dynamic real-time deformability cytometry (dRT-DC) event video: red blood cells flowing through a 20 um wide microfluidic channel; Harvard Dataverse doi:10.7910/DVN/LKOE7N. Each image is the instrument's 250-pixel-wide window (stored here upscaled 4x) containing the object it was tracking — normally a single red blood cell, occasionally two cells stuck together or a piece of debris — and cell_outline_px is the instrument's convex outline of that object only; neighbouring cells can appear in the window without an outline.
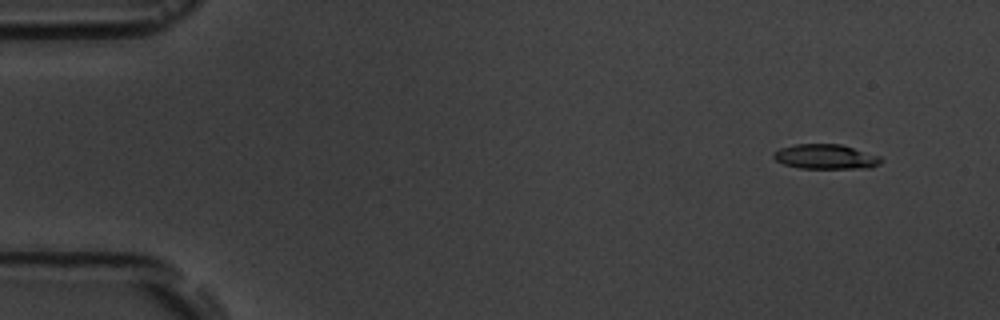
{"species": "common noctule bat (a hibernating species)", "species_latin": "Nyctalus noctula", "temperature_condition": "room temperature", "stored_images_in_passage": 7, "camera_frame_rate_fps": 3000, "um_per_image_px": 0.085, "animal": {"sex": "male", "body_mass_g": 19.5, "forearm_length_mm": 54.6}, "frame": {"image": 1, "passage_image": 2, "time_ms": 1.0, "image_size_px": [1000, 320], "cell_outline_px": [[884, 160], [880, 164], [872, 168], [800, 168], [784, 164], [776, 160], [772, 156], [772, 152], [780, 148], [796, 144], [840, 144], [880, 156]], "centroid_in_image_um": [70.19, 13.32], "position_along_channel_um": 14.8, "area_um2": 15.55}}
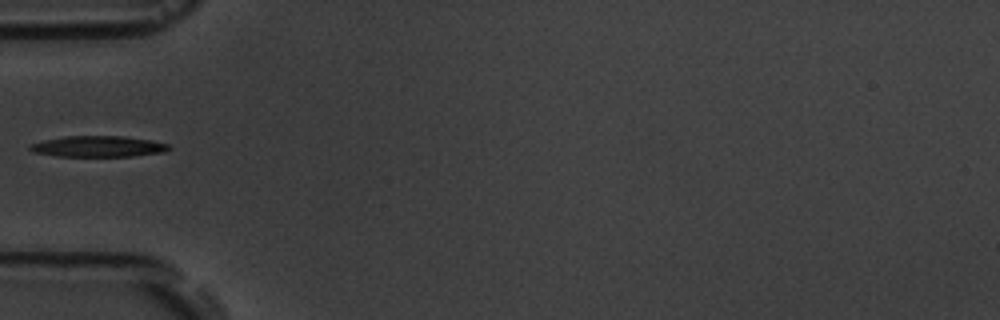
{"frame": {"image": 2, "passage_image": 6, "time_ms": 5.667, "image_size_px": [1000, 320], "cell_outline_px": [[172, 148], [168, 152], [132, 156], [56, 156], [32, 152], [28, 148], [28, 144], [44, 140], [64, 136], [124, 136], [152, 140], [168, 144]], "centroid_in_image_um": [8.36, 12.44], "position_along_channel_um": 76.6, "area_um2": 17.22}}
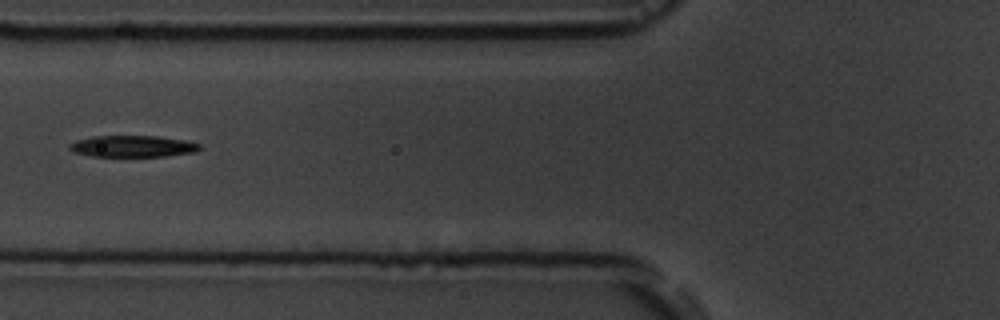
{"frame": {"image": 3, "passage_image": 7, "time_ms": 6.667, "image_size_px": [1000, 320], "cell_outline_px": [[200, 148], [196, 152], [164, 156], [92, 156], [72, 152], [68, 148], [68, 144], [76, 140], [92, 136], [156, 136], [184, 140], [200, 144]], "centroid_in_image_um": [11.23, 12.43], "position_along_channel_um": 114.6, "area_um2": 16.3}}